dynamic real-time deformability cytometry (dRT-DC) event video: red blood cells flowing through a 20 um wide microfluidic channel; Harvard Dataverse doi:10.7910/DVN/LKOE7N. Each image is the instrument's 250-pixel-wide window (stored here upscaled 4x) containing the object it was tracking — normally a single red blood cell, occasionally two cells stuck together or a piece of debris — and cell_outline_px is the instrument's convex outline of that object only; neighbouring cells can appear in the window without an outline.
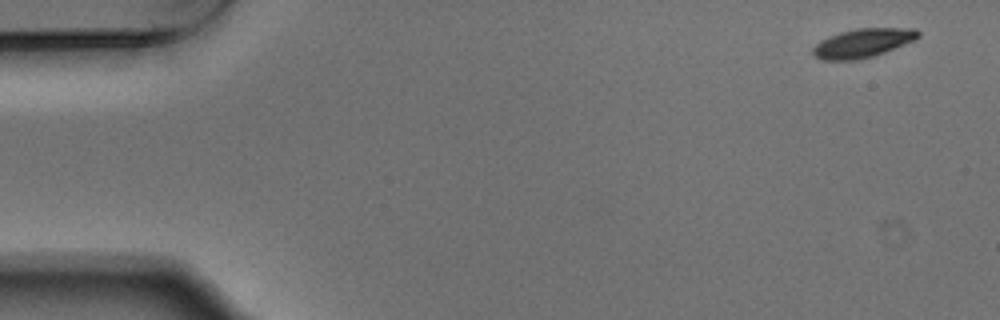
{"species": "Egyptian fruit bat (a non-hibernating species)", "species_latin": "Rousettus aegyptiacus", "temperature_condition": "warm", "stored_images_in_passage": 7, "camera_frame_rate_fps": 3000, "um_per_image_px": 0.085, "animal": {"sex": "male"}, "frame": {"image": 1, "passage_image": 1, "time_ms": 0.0, "image_size_px": [1000, 320], "cell_outline_px": [[920, 36], [916, 40], [884, 52], [872, 56], [856, 60], [824, 60], [816, 56], [812, 52], [812, 48], [816, 44], [840, 32], [856, 28], [916, 28], [920, 32]], "centroid_in_image_um": [73.4, 3.65], "position_along_channel_um": 11.6, "area_um2": 17.51}}
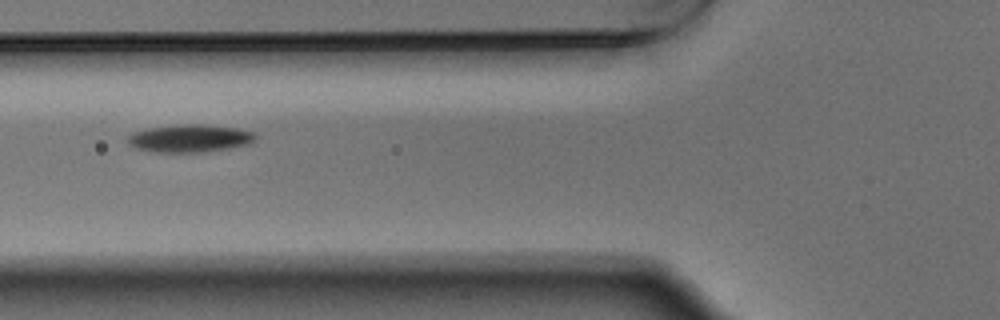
{"frame": {"image": 2, "passage_image": 6, "time_ms": 1.667, "image_size_px": [1000, 320], "cell_outline_px": [[256, 136], [248, 144], [228, 148], [204, 152], [156, 152], [136, 148], [128, 144], [128, 136], [132, 132], [148, 128], [180, 124], [204, 124], [236, 128], [252, 132]], "centroid_in_image_um": [16.08, 11.75], "position_along_channel_um": 109.7, "area_um2": 20.46}}
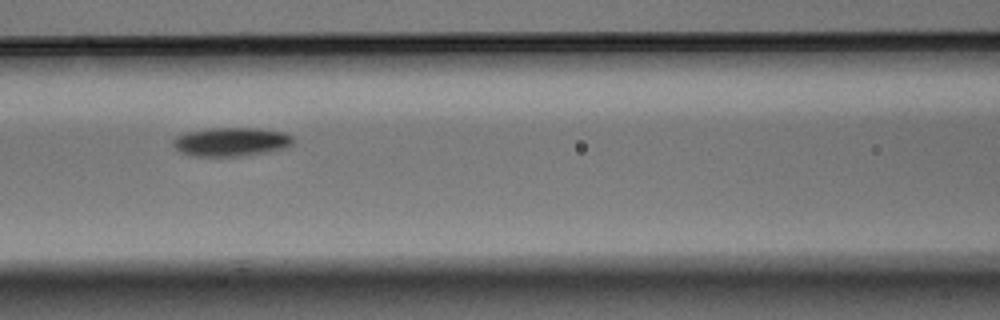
{"frame": {"image": 3, "passage_image": 7, "time_ms": 2.0, "image_size_px": [1000, 320], "cell_outline_px": [[292, 144], [288, 148], [268, 152], [236, 156], [196, 156], [180, 152], [172, 144], [172, 140], [176, 136], [188, 132], [212, 128], [260, 128], [284, 132], [292, 136]], "centroid_in_image_um": [19.67, 12.05], "position_along_channel_um": 146.9, "area_um2": 20.11}}